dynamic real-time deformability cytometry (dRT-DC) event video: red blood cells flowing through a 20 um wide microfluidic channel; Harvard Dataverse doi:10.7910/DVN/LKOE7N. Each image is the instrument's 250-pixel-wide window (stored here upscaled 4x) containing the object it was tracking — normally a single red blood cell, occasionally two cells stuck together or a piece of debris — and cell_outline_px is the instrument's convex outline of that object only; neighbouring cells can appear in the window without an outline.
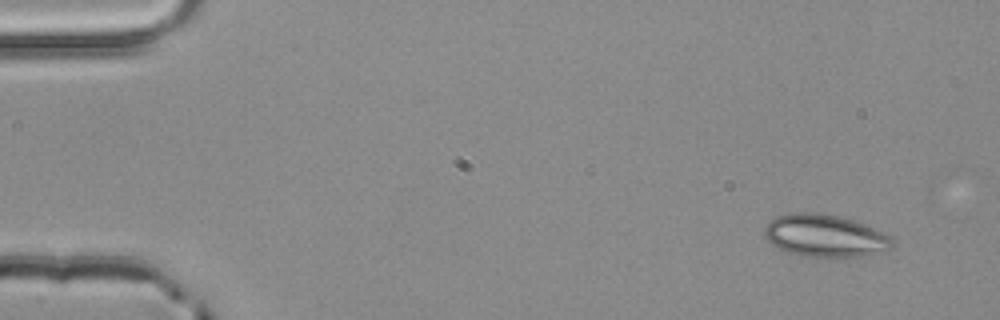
{"species": "common noctule bat (a hibernating species)", "species_latin": "Nyctalus noctula", "temperature_condition": "room temperature", "stored_images_in_passage": 4, "camera_frame_rate_fps": 3000, "um_per_image_px": 0.085, "animal": {"sex": "male", "body_mass_g": 20.4}, "frame": {"image": 1, "passage_image": 1, "time_ms": 0.0, "image_size_px": [1000, 320], "cell_outline_px": [[892, 248], [884, 252], [868, 256], [800, 256], [788, 252], [772, 244], [764, 236], [764, 228], [768, 220], [776, 216], [792, 212], [816, 212], [836, 216], [852, 220], [864, 224], [892, 236]], "centroid_in_image_um": [70.11, 20.03], "position_along_channel_um": 14.9, "area_um2": 31.67}}